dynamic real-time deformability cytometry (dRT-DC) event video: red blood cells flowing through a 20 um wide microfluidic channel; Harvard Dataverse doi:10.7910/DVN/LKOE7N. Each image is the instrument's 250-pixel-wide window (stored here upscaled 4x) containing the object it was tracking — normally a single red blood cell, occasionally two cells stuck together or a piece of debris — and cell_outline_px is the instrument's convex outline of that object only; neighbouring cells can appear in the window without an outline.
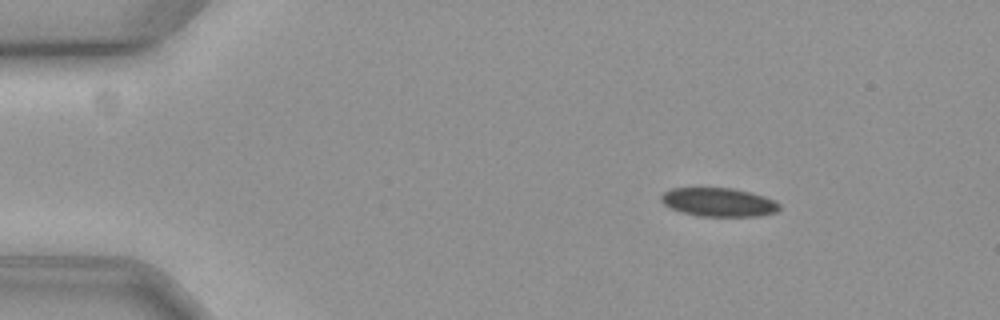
{"species": "common noctule bat (a hibernating species)", "species_latin": "Nyctalus noctula", "temperature_condition": "cold", "stored_images_in_passage": 58, "camera_frame_rate_fps": 3000, "um_per_image_px": 0.085, "animal": {"sex": "female", "body_mass_g": 19.3, "forearm_length_mm": 54.1}, "frame": {"image": 1, "passage_image": 8, "time_ms": 2.333, "image_size_px": [1000, 320], "cell_outline_px": [[780, 208], [776, 212], [756, 216], [700, 216], [684, 212], [672, 208], [664, 204], [660, 200], [660, 196], [664, 192], [672, 188], [732, 188], [752, 192], [764, 196], [780, 204]], "centroid_in_image_um": [61.09, 17.18], "position_along_channel_um": 23.9, "area_um2": 19.59}}
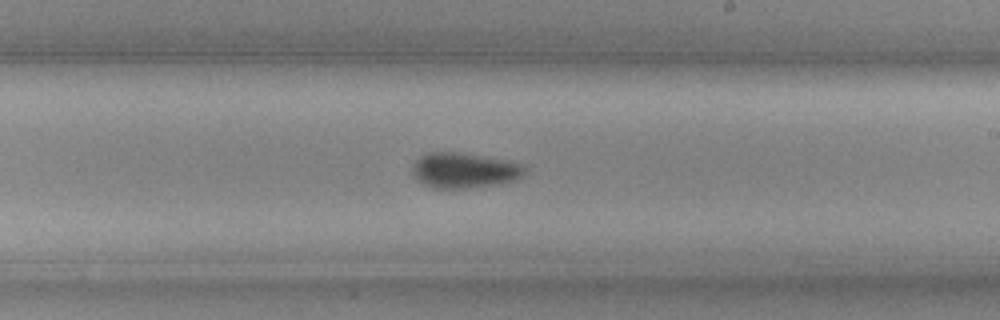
{"frame": {"image": 2, "passage_image": 34, "time_ms": 11.0, "image_size_px": [1000, 320], "cell_outline_px": [[524, 176], [516, 180], [504, 184], [468, 188], [432, 188], [416, 180], [412, 172], [412, 164], [420, 156], [432, 152], [452, 152], [504, 160], [524, 164]], "centroid_in_image_um": [39.46, 14.51], "position_along_channel_um": 249.5, "area_um2": 23.12}}
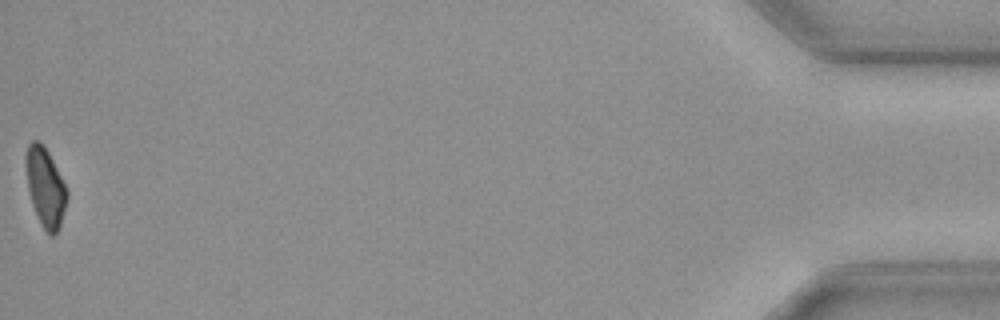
{"frame": {"image": 3, "passage_image": 58, "time_ms": 19.0, "image_size_px": [1000, 320], "cell_outline_px": [[68, 196], [60, 228], [52, 236], [48, 236], [40, 224], [32, 204], [28, 188], [28, 144], [32, 140], [40, 140], [44, 144], [68, 192]], "centroid_in_image_um": [3.89, 15.99], "position_along_channel_um": 431.3, "area_um2": 18.38}, "authors_computed_cell_mechanics": {"area_um2": 20.8658, "velocity_mm_per_s": 3.5616, "shape_relaxation_time_tau1_ms": 2.9326, "shape_relaxation_time_tau2_ms": null, "deformation_change_tau1": 0.083, "deformation_change_tau2": null}}